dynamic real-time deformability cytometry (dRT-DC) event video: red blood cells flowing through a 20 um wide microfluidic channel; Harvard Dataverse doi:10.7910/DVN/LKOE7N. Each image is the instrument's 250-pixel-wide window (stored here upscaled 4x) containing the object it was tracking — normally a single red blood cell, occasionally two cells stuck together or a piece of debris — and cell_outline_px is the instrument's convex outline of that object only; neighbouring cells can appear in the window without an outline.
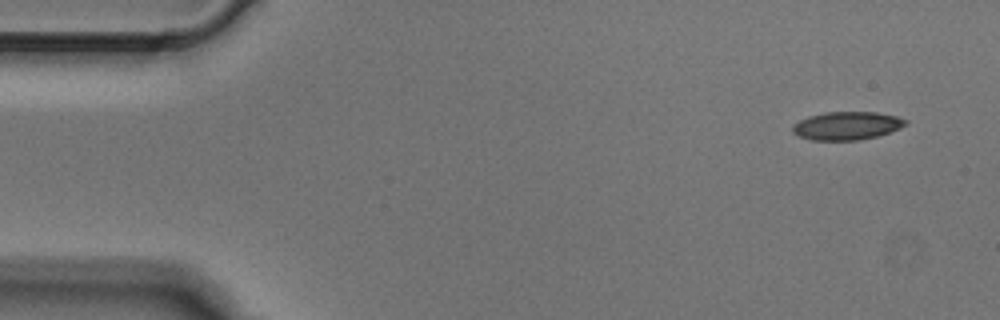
{"species": "Egyptian fruit bat (a non-hibernating species)", "species_latin": "Rousettus aegyptiacus", "temperature_condition": "cold", "stored_images_in_passage": 4, "camera_frame_rate_fps": 3000, "um_per_image_px": 0.085, "animal": {"sex": "male"}, "frame": {"image": 1, "passage_image": 1, "time_ms": 0.0, "image_size_px": [1000, 320], "cell_outline_px": [[908, 124], [900, 128], [876, 136], [860, 140], [812, 140], [800, 136], [792, 132], [792, 124], [808, 116], [824, 112], [876, 112], [896, 116], [908, 120]], "centroid_in_image_um": [71.97, 10.68], "position_along_channel_um": 13.0, "area_um2": 18.55}}
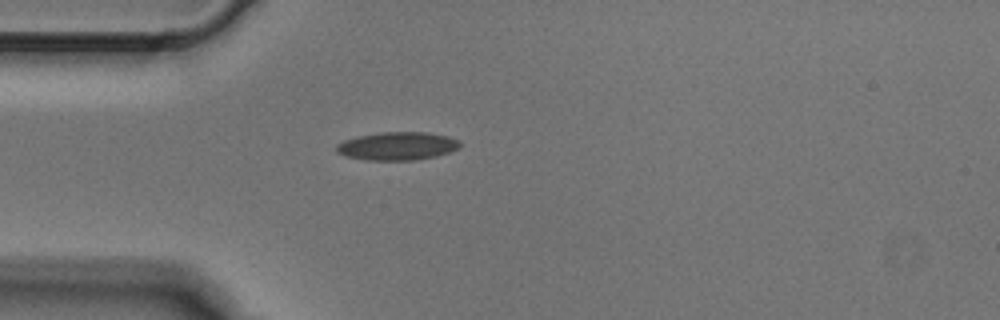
{"frame": {"image": 2, "passage_image": 4, "time_ms": 1.0, "image_size_px": [1000, 320], "cell_outline_px": [[460, 148], [436, 156], [412, 160], [368, 160], [344, 156], [336, 152], [336, 144], [344, 140], [356, 136], [380, 132], [424, 132], [448, 136], [460, 140]], "centroid_in_image_um": [33.75, 12.41], "position_along_channel_um": 51.3, "area_um2": 20.35}}